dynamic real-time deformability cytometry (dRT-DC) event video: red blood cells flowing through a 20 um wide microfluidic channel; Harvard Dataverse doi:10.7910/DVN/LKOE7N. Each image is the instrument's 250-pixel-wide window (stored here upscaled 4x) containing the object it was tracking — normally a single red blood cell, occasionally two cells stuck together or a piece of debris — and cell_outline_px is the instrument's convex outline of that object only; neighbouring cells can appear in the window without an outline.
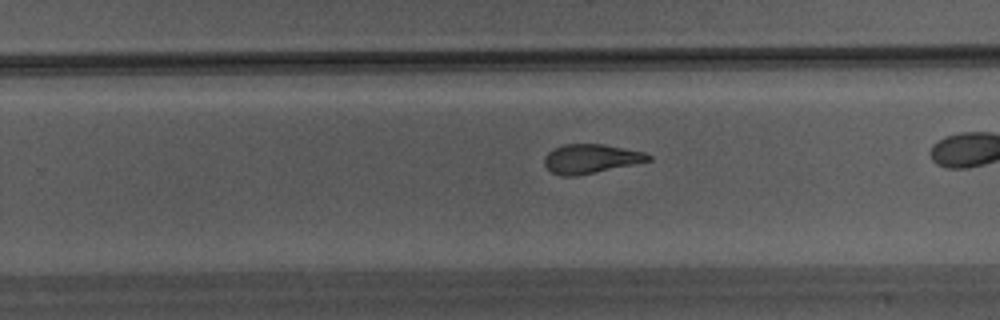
{"species": "Egyptian fruit bat (a non-hibernating species)", "species_latin": "Rousettus aegyptiacus", "temperature_condition": "warm", "stored_images_in_passage": 24, "camera_frame_rate_fps": 3000, "um_per_image_px": 0.085, "animal": {"sex": "male"}, "frame": {"image": 1, "passage_image": 17, "time_ms": 5.333, "image_size_px": [1000, 320], "cell_outline_px": [[652, 160], [576, 176], [560, 176], [552, 172], [544, 164], [544, 156], [552, 148], [564, 144], [604, 144], [644, 152], [652, 156]], "centroid_in_image_um": [50.19, 13.48], "position_along_channel_um": 279.6, "area_um2": 17.63}}